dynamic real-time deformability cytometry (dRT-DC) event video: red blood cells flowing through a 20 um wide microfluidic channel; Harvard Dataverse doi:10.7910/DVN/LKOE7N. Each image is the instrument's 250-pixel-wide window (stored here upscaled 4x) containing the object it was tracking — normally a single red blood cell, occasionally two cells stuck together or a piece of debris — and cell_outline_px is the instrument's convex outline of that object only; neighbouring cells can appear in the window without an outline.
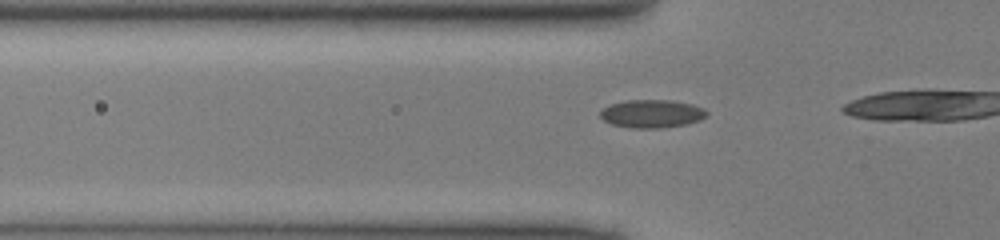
{"species": "common noctule bat (a hibernating species)", "species_latin": "Nyctalus noctula", "temperature_condition": "cold", "stored_images_in_passage": 15, "camera_frame_rate_fps": 3000, "um_per_image_px": 0.085, "animal": {"sex": "male", "body_mass_g": 13.0, "forearm_length_mm": 53.1}, "frame": {"image": 1, "passage_image": 13, "time_ms": 4.0, "image_size_px": [1000, 240], "cell_outline_px": [[708, 116], [700, 120], [688, 124], [660, 128], [632, 128], [612, 124], [604, 120], [600, 116], [600, 112], [604, 108], [612, 104], [628, 100], [672, 100], [692, 104], [704, 108], [708, 112]], "centroid_in_image_um": [55.46, 9.67], "position_along_channel_um": 70.3, "area_um2": 17.46}}